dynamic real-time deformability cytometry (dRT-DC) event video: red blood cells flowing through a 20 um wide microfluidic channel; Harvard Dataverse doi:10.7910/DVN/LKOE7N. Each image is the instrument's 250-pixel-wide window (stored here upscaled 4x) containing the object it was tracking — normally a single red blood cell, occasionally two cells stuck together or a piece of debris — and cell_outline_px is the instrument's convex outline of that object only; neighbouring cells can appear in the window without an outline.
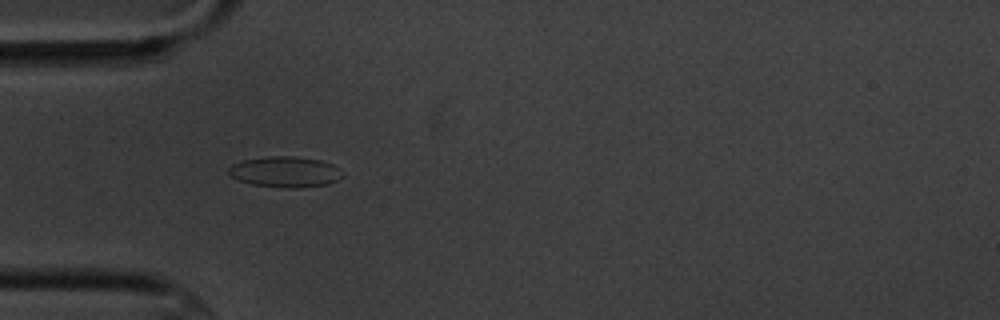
{"species": "common noctule bat (a hibernating species)", "species_latin": "Nyctalus noctula", "temperature_condition": "cold", "stored_images_in_passage": 2, "camera_frame_rate_fps": 3000, "um_per_image_px": 0.085, "animal": {"sex": "male", "body_mass_g": 20.1, "forearm_length_mm": 53.5}, "frame": {"image": 1, "passage_image": 1, "time_ms": 0.0, "image_size_px": [1000, 320], "cell_outline_px": [[344, 176], [328, 184], [292, 188], [288, 188], [252, 184], [240, 180], [232, 176], [228, 172], [228, 168], [232, 164], [244, 160], [268, 156], [292, 156], [320, 160], [332, 164], [340, 168], [344, 172]], "centroid_in_image_um": [24.28, 14.6], "position_along_channel_um": 60.7, "area_um2": 20.29}}
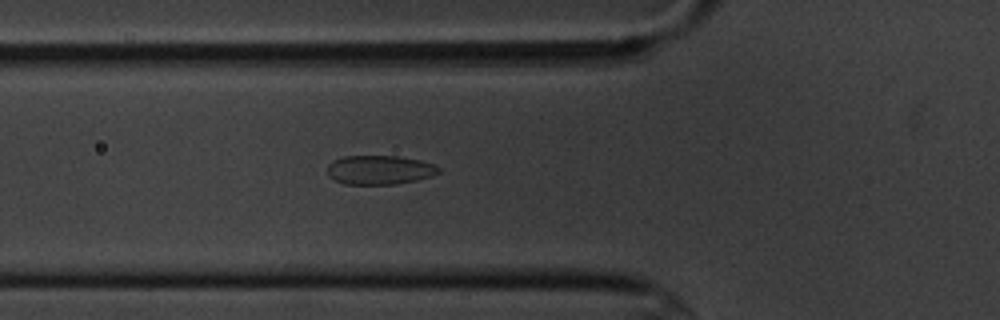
{"frame": {"image": 2, "passage_image": 2, "time_ms": 1.0, "image_size_px": [1000, 320], "cell_outline_px": [[440, 172], [432, 176], [416, 180], [396, 184], [344, 184], [328, 176], [328, 164], [332, 160], [344, 156], [396, 156], [420, 160], [432, 164], [440, 168]], "centroid_in_image_um": [32.25, 14.44], "position_along_channel_um": 93.6, "area_um2": 18.84}}